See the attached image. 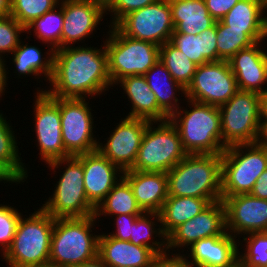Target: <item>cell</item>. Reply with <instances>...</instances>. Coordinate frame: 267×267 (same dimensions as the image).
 Wrapping results in <instances>:
<instances>
[{
	"label": "cell",
	"mask_w": 267,
	"mask_h": 267,
	"mask_svg": "<svg viewBox=\"0 0 267 267\" xmlns=\"http://www.w3.org/2000/svg\"><path fill=\"white\" fill-rule=\"evenodd\" d=\"M159 60L168 69L172 78L186 89L192 81L198 65L189 60L183 52L170 42L160 46Z\"/></svg>",
	"instance_id": "cell-35"
},
{
	"label": "cell",
	"mask_w": 267,
	"mask_h": 267,
	"mask_svg": "<svg viewBox=\"0 0 267 267\" xmlns=\"http://www.w3.org/2000/svg\"><path fill=\"white\" fill-rule=\"evenodd\" d=\"M87 99L59 98L62 141L70 156L97 150L99 139L93 135L94 119Z\"/></svg>",
	"instance_id": "cell-11"
},
{
	"label": "cell",
	"mask_w": 267,
	"mask_h": 267,
	"mask_svg": "<svg viewBox=\"0 0 267 267\" xmlns=\"http://www.w3.org/2000/svg\"><path fill=\"white\" fill-rule=\"evenodd\" d=\"M100 6L105 12L114 4L116 0H90Z\"/></svg>",
	"instance_id": "cell-52"
},
{
	"label": "cell",
	"mask_w": 267,
	"mask_h": 267,
	"mask_svg": "<svg viewBox=\"0 0 267 267\" xmlns=\"http://www.w3.org/2000/svg\"><path fill=\"white\" fill-rule=\"evenodd\" d=\"M260 119H267V90L260 95Z\"/></svg>",
	"instance_id": "cell-50"
},
{
	"label": "cell",
	"mask_w": 267,
	"mask_h": 267,
	"mask_svg": "<svg viewBox=\"0 0 267 267\" xmlns=\"http://www.w3.org/2000/svg\"><path fill=\"white\" fill-rule=\"evenodd\" d=\"M96 222L94 215L55 219L49 262L71 267L95 258L98 255L99 235H93L92 229Z\"/></svg>",
	"instance_id": "cell-4"
},
{
	"label": "cell",
	"mask_w": 267,
	"mask_h": 267,
	"mask_svg": "<svg viewBox=\"0 0 267 267\" xmlns=\"http://www.w3.org/2000/svg\"><path fill=\"white\" fill-rule=\"evenodd\" d=\"M172 22L177 33L201 34L216 21L209 14L204 0H168Z\"/></svg>",
	"instance_id": "cell-26"
},
{
	"label": "cell",
	"mask_w": 267,
	"mask_h": 267,
	"mask_svg": "<svg viewBox=\"0 0 267 267\" xmlns=\"http://www.w3.org/2000/svg\"><path fill=\"white\" fill-rule=\"evenodd\" d=\"M35 94L37 95L34 97V131L41 159L48 164L57 159L70 157L62 141L59 98L50 97L46 93Z\"/></svg>",
	"instance_id": "cell-14"
},
{
	"label": "cell",
	"mask_w": 267,
	"mask_h": 267,
	"mask_svg": "<svg viewBox=\"0 0 267 267\" xmlns=\"http://www.w3.org/2000/svg\"><path fill=\"white\" fill-rule=\"evenodd\" d=\"M169 42L198 66L217 61L216 23L197 35L177 33L174 30Z\"/></svg>",
	"instance_id": "cell-27"
},
{
	"label": "cell",
	"mask_w": 267,
	"mask_h": 267,
	"mask_svg": "<svg viewBox=\"0 0 267 267\" xmlns=\"http://www.w3.org/2000/svg\"><path fill=\"white\" fill-rule=\"evenodd\" d=\"M64 14L61 48L78 44L96 31L105 11L90 0H62ZM78 41V42H77Z\"/></svg>",
	"instance_id": "cell-18"
},
{
	"label": "cell",
	"mask_w": 267,
	"mask_h": 267,
	"mask_svg": "<svg viewBox=\"0 0 267 267\" xmlns=\"http://www.w3.org/2000/svg\"><path fill=\"white\" fill-rule=\"evenodd\" d=\"M49 90H37L54 98H81L100 95L113 87L108 72L105 46L100 49L67 46L54 50ZM110 86V87H109Z\"/></svg>",
	"instance_id": "cell-1"
},
{
	"label": "cell",
	"mask_w": 267,
	"mask_h": 267,
	"mask_svg": "<svg viewBox=\"0 0 267 267\" xmlns=\"http://www.w3.org/2000/svg\"><path fill=\"white\" fill-rule=\"evenodd\" d=\"M104 46L108 56V72L112 85L128 76L144 75L159 60L160 46L124 35L109 26Z\"/></svg>",
	"instance_id": "cell-7"
},
{
	"label": "cell",
	"mask_w": 267,
	"mask_h": 267,
	"mask_svg": "<svg viewBox=\"0 0 267 267\" xmlns=\"http://www.w3.org/2000/svg\"><path fill=\"white\" fill-rule=\"evenodd\" d=\"M154 124H158L157 127ZM186 155L179 133L169 119L149 122L129 170L167 173Z\"/></svg>",
	"instance_id": "cell-9"
},
{
	"label": "cell",
	"mask_w": 267,
	"mask_h": 267,
	"mask_svg": "<svg viewBox=\"0 0 267 267\" xmlns=\"http://www.w3.org/2000/svg\"><path fill=\"white\" fill-rule=\"evenodd\" d=\"M159 222H161L159 213L144 212L133 222L132 235L130 236L129 242L137 246H146L148 248H151L157 255L168 252L167 237L164 235L161 224H159ZM155 223L159 225H156ZM158 226L159 228H156ZM157 235L159 238H161L158 239L160 241H154L152 239L153 236L157 237Z\"/></svg>",
	"instance_id": "cell-33"
},
{
	"label": "cell",
	"mask_w": 267,
	"mask_h": 267,
	"mask_svg": "<svg viewBox=\"0 0 267 267\" xmlns=\"http://www.w3.org/2000/svg\"><path fill=\"white\" fill-rule=\"evenodd\" d=\"M265 10H267V0H261Z\"/></svg>",
	"instance_id": "cell-54"
},
{
	"label": "cell",
	"mask_w": 267,
	"mask_h": 267,
	"mask_svg": "<svg viewBox=\"0 0 267 267\" xmlns=\"http://www.w3.org/2000/svg\"><path fill=\"white\" fill-rule=\"evenodd\" d=\"M240 0H204L209 14L215 21L222 18L239 2Z\"/></svg>",
	"instance_id": "cell-44"
},
{
	"label": "cell",
	"mask_w": 267,
	"mask_h": 267,
	"mask_svg": "<svg viewBox=\"0 0 267 267\" xmlns=\"http://www.w3.org/2000/svg\"><path fill=\"white\" fill-rule=\"evenodd\" d=\"M238 91L228 61L219 60L197 66L185 98L203 104L221 106Z\"/></svg>",
	"instance_id": "cell-12"
},
{
	"label": "cell",
	"mask_w": 267,
	"mask_h": 267,
	"mask_svg": "<svg viewBox=\"0 0 267 267\" xmlns=\"http://www.w3.org/2000/svg\"><path fill=\"white\" fill-rule=\"evenodd\" d=\"M9 205L0 204V249H2L1 257L9 249L12 244L13 237L21 218V212Z\"/></svg>",
	"instance_id": "cell-40"
},
{
	"label": "cell",
	"mask_w": 267,
	"mask_h": 267,
	"mask_svg": "<svg viewBox=\"0 0 267 267\" xmlns=\"http://www.w3.org/2000/svg\"><path fill=\"white\" fill-rule=\"evenodd\" d=\"M25 28L11 15L0 17V56L12 52L19 46L20 34Z\"/></svg>",
	"instance_id": "cell-39"
},
{
	"label": "cell",
	"mask_w": 267,
	"mask_h": 267,
	"mask_svg": "<svg viewBox=\"0 0 267 267\" xmlns=\"http://www.w3.org/2000/svg\"><path fill=\"white\" fill-rule=\"evenodd\" d=\"M150 121L141 118H121L104 144L98 143V150L123 172L129 170L136 159L143 135Z\"/></svg>",
	"instance_id": "cell-15"
},
{
	"label": "cell",
	"mask_w": 267,
	"mask_h": 267,
	"mask_svg": "<svg viewBox=\"0 0 267 267\" xmlns=\"http://www.w3.org/2000/svg\"><path fill=\"white\" fill-rule=\"evenodd\" d=\"M123 88L132 107L126 117L141 118L150 122L168 120L169 117L158 107L156 95L148 86L144 75L128 76L119 80L115 85Z\"/></svg>",
	"instance_id": "cell-24"
},
{
	"label": "cell",
	"mask_w": 267,
	"mask_h": 267,
	"mask_svg": "<svg viewBox=\"0 0 267 267\" xmlns=\"http://www.w3.org/2000/svg\"><path fill=\"white\" fill-rule=\"evenodd\" d=\"M225 232V207L222 200L215 201L167 237V250L170 253L174 248H188L202 238L221 236Z\"/></svg>",
	"instance_id": "cell-17"
},
{
	"label": "cell",
	"mask_w": 267,
	"mask_h": 267,
	"mask_svg": "<svg viewBox=\"0 0 267 267\" xmlns=\"http://www.w3.org/2000/svg\"><path fill=\"white\" fill-rule=\"evenodd\" d=\"M190 110L180 107L169 117L187 154H222L221 115L217 106L187 99ZM190 104V106H189ZM192 108V110H191Z\"/></svg>",
	"instance_id": "cell-3"
},
{
	"label": "cell",
	"mask_w": 267,
	"mask_h": 267,
	"mask_svg": "<svg viewBox=\"0 0 267 267\" xmlns=\"http://www.w3.org/2000/svg\"><path fill=\"white\" fill-rule=\"evenodd\" d=\"M255 143L267 149V119H260L258 135Z\"/></svg>",
	"instance_id": "cell-46"
},
{
	"label": "cell",
	"mask_w": 267,
	"mask_h": 267,
	"mask_svg": "<svg viewBox=\"0 0 267 267\" xmlns=\"http://www.w3.org/2000/svg\"><path fill=\"white\" fill-rule=\"evenodd\" d=\"M54 218L42 208L21 216L9 249L3 255L9 267H35L49 262Z\"/></svg>",
	"instance_id": "cell-5"
},
{
	"label": "cell",
	"mask_w": 267,
	"mask_h": 267,
	"mask_svg": "<svg viewBox=\"0 0 267 267\" xmlns=\"http://www.w3.org/2000/svg\"><path fill=\"white\" fill-rule=\"evenodd\" d=\"M5 181L11 183H17L18 180L0 163V182Z\"/></svg>",
	"instance_id": "cell-48"
},
{
	"label": "cell",
	"mask_w": 267,
	"mask_h": 267,
	"mask_svg": "<svg viewBox=\"0 0 267 267\" xmlns=\"http://www.w3.org/2000/svg\"><path fill=\"white\" fill-rule=\"evenodd\" d=\"M71 267H108L97 255L95 258Z\"/></svg>",
	"instance_id": "cell-49"
},
{
	"label": "cell",
	"mask_w": 267,
	"mask_h": 267,
	"mask_svg": "<svg viewBox=\"0 0 267 267\" xmlns=\"http://www.w3.org/2000/svg\"><path fill=\"white\" fill-rule=\"evenodd\" d=\"M115 26L128 37L161 46L170 41L174 31L169 1L158 0L132 11Z\"/></svg>",
	"instance_id": "cell-13"
},
{
	"label": "cell",
	"mask_w": 267,
	"mask_h": 267,
	"mask_svg": "<svg viewBox=\"0 0 267 267\" xmlns=\"http://www.w3.org/2000/svg\"><path fill=\"white\" fill-rule=\"evenodd\" d=\"M222 202L225 207L226 231L233 237L267 232V200L249 193L222 196Z\"/></svg>",
	"instance_id": "cell-16"
},
{
	"label": "cell",
	"mask_w": 267,
	"mask_h": 267,
	"mask_svg": "<svg viewBox=\"0 0 267 267\" xmlns=\"http://www.w3.org/2000/svg\"><path fill=\"white\" fill-rule=\"evenodd\" d=\"M35 267H62L52 262L43 263L41 265L35 266Z\"/></svg>",
	"instance_id": "cell-53"
},
{
	"label": "cell",
	"mask_w": 267,
	"mask_h": 267,
	"mask_svg": "<svg viewBox=\"0 0 267 267\" xmlns=\"http://www.w3.org/2000/svg\"><path fill=\"white\" fill-rule=\"evenodd\" d=\"M218 108L224 148L256 142L260 122V94L238 90Z\"/></svg>",
	"instance_id": "cell-10"
},
{
	"label": "cell",
	"mask_w": 267,
	"mask_h": 267,
	"mask_svg": "<svg viewBox=\"0 0 267 267\" xmlns=\"http://www.w3.org/2000/svg\"><path fill=\"white\" fill-rule=\"evenodd\" d=\"M221 154H187L167 174L168 195L222 200Z\"/></svg>",
	"instance_id": "cell-2"
},
{
	"label": "cell",
	"mask_w": 267,
	"mask_h": 267,
	"mask_svg": "<svg viewBox=\"0 0 267 267\" xmlns=\"http://www.w3.org/2000/svg\"><path fill=\"white\" fill-rule=\"evenodd\" d=\"M63 21L64 14L62 9V0H60L56 7L30 23L25 28V33L29 34L32 30L34 31L33 33H35L34 35L36 38L40 41L42 40V43L48 44L47 48L51 46L53 50L60 49Z\"/></svg>",
	"instance_id": "cell-34"
},
{
	"label": "cell",
	"mask_w": 267,
	"mask_h": 267,
	"mask_svg": "<svg viewBox=\"0 0 267 267\" xmlns=\"http://www.w3.org/2000/svg\"><path fill=\"white\" fill-rule=\"evenodd\" d=\"M22 40L19 46L12 52V62L15 66L19 78L22 75L24 77L35 75V79H39L44 74L45 80L50 81L53 74V55L54 50L50 47L45 52L46 55L43 58L41 49L35 46H28V43L23 44ZM47 56V57H46ZM37 76V77H36Z\"/></svg>",
	"instance_id": "cell-30"
},
{
	"label": "cell",
	"mask_w": 267,
	"mask_h": 267,
	"mask_svg": "<svg viewBox=\"0 0 267 267\" xmlns=\"http://www.w3.org/2000/svg\"><path fill=\"white\" fill-rule=\"evenodd\" d=\"M144 77L151 91L156 95L158 107L168 117L173 115L180 108L177 95H180L179 91L185 95V88L172 78L160 60L144 74Z\"/></svg>",
	"instance_id": "cell-28"
},
{
	"label": "cell",
	"mask_w": 267,
	"mask_h": 267,
	"mask_svg": "<svg viewBox=\"0 0 267 267\" xmlns=\"http://www.w3.org/2000/svg\"><path fill=\"white\" fill-rule=\"evenodd\" d=\"M210 203V199L168 196L159 212L164 235L168 237L177 227L198 215Z\"/></svg>",
	"instance_id": "cell-29"
},
{
	"label": "cell",
	"mask_w": 267,
	"mask_h": 267,
	"mask_svg": "<svg viewBox=\"0 0 267 267\" xmlns=\"http://www.w3.org/2000/svg\"><path fill=\"white\" fill-rule=\"evenodd\" d=\"M173 256V257H172ZM153 267H197L191 261H188L186 254H173L169 252L157 255Z\"/></svg>",
	"instance_id": "cell-43"
},
{
	"label": "cell",
	"mask_w": 267,
	"mask_h": 267,
	"mask_svg": "<svg viewBox=\"0 0 267 267\" xmlns=\"http://www.w3.org/2000/svg\"><path fill=\"white\" fill-rule=\"evenodd\" d=\"M11 14V0H0V17Z\"/></svg>",
	"instance_id": "cell-51"
},
{
	"label": "cell",
	"mask_w": 267,
	"mask_h": 267,
	"mask_svg": "<svg viewBox=\"0 0 267 267\" xmlns=\"http://www.w3.org/2000/svg\"><path fill=\"white\" fill-rule=\"evenodd\" d=\"M217 61H229L237 52L256 42L243 30L228 29L221 20L216 21Z\"/></svg>",
	"instance_id": "cell-36"
},
{
	"label": "cell",
	"mask_w": 267,
	"mask_h": 267,
	"mask_svg": "<svg viewBox=\"0 0 267 267\" xmlns=\"http://www.w3.org/2000/svg\"><path fill=\"white\" fill-rule=\"evenodd\" d=\"M250 194L258 197L259 199L267 200V168L257 178V181L255 182Z\"/></svg>",
	"instance_id": "cell-45"
},
{
	"label": "cell",
	"mask_w": 267,
	"mask_h": 267,
	"mask_svg": "<svg viewBox=\"0 0 267 267\" xmlns=\"http://www.w3.org/2000/svg\"><path fill=\"white\" fill-rule=\"evenodd\" d=\"M130 184L122 177L106 197L95 208L94 216L98 220L101 215L116 216L122 214L142 215Z\"/></svg>",
	"instance_id": "cell-31"
},
{
	"label": "cell",
	"mask_w": 267,
	"mask_h": 267,
	"mask_svg": "<svg viewBox=\"0 0 267 267\" xmlns=\"http://www.w3.org/2000/svg\"><path fill=\"white\" fill-rule=\"evenodd\" d=\"M6 61L4 59V57H1L0 56V97H2V94L5 95V87L7 85V78L8 77V73L7 70H6Z\"/></svg>",
	"instance_id": "cell-47"
},
{
	"label": "cell",
	"mask_w": 267,
	"mask_h": 267,
	"mask_svg": "<svg viewBox=\"0 0 267 267\" xmlns=\"http://www.w3.org/2000/svg\"><path fill=\"white\" fill-rule=\"evenodd\" d=\"M141 215H116L115 220V233H109V235L117 240L130 241V236L132 235V224Z\"/></svg>",
	"instance_id": "cell-42"
},
{
	"label": "cell",
	"mask_w": 267,
	"mask_h": 267,
	"mask_svg": "<svg viewBox=\"0 0 267 267\" xmlns=\"http://www.w3.org/2000/svg\"><path fill=\"white\" fill-rule=\"evenodd\" d=\"M238 241L227 231L221 236L202 238L188 247L186 258L197 267H239Z\"/></svg>",
	"instance_id": "cell-21"
},
{
	"label": "cell",
	"mask_w": 267,
	"mask_h": 267,
	"mask_svg": "<svg viewBox=\"0 0 267 267\" xmlns=\"http://www.w3.org/2000/svg\"><path fill=\"white\" fill-rule=\"evenodd\" d=\"M123 178L130 184L136 202L143 212H160L169 196L165 172L127 170L123 172Z\"/></svg>",
	"instance_id": "cell-22"
},
{
	"label": "cell",
	"mask_w": 267,
	"mask_h": 267,
	"mask_svg": "<svg viewBox=\"0 0 267 267\" xmlns=\"http://www.w3.org/2000/svg\"><path fill=\"white\" fill-rule=\"evenodd\" d=\"M261 42L240 50L228 61L238 90L260 95L267 90V50H262Z\"/></svg>",
	"instance_id": "cell-20"
},
{
	"label": "cell",
	"mask_w": 267,
	"mask_h": 267,
	"mask_svg": "<svg viewBox=\"0 0 267 267\" xmlns=\"http://www.w3.org/2000/svg\"><path fill=\"white\" fill-rule=\"evenodd\" d=\"M222 156L221 194H249L267 168V149L256 144L226 147Z\"/></svg>",
	"instance_id": "cell-8"
},
{
	"label": "cell",
	"mask_w": 267,
	"mask_h": 267,
	"mask_svg": "<svg viewBox=\"0 0 267 267\" xmlns=\"http://www.w3.org/2000/svg\"><path fill=\"white\" fill-rule=\"evenodd\" d=\"M0 112V163L19 181H26L28 170L19 156L17 138L6 117Z\"/></svg>",
	"instance_id": "cell-32"
},
{
	"label": "cell",
	"mask_w": 267,
	"mask_h": 267,
	"mask_svg": "<svg viewBox=\"0 0 267 267\" xmlns=\"http://www.w3.org/2000/svg\"><path fill=\"white\" fill-rule=\"evenodd\" d=\"M60 0H11V16L24 28L59 4Z\"/></svg>",
	"instance_id": "cell-38"
},
{
	"label": "cell",
	"mask_w": 267,
	"mask_h": 267,
	"mask_svg": "<svg viewBox=\"0 0 267 267\" xmlns=\"http://www.w3.org/2000/svg\"><path fill=\"white\" fill-rule=\"evenodd\" d=\"M261 0H240L223 18L228 29L243 30L255 42L267 40V16Z\"/></svg>",
	"instance_id": "cell-25"
},
{
	"label": "cell",
	"mask_w": 267,
	"mask_h": 267,
	"mask_svg": "<svg viewBox=\"0 0 267 267\" xmlns=\"http://www.w3.org/2000/svg\"><path fill=\"white\" fill-rule=\"evenodd\" d=\"M65 170L55 184L52 197L40 206L54 219L57 218H84L95 213V207L87 199L84 189L83 163L76 157L57 159L47 165L54 172L59 167Z\"/></svg>",
	"instance_id": "cell-6"
},
{
	"label": "cell",
	"mask_w": 267,
	"mask_h": 267,
	"mask_svg": "<svg viewBox=\"0 0 267 267\" xmlns=\"http://www.w3.org/2000/svg\"><path fill=\"white\" fill-rule=\"evenodd\" d=\"M158 0H116L114 4L106 11L112 16L110 25L115 26L128 13L141 9L145 6L156 3ZM112 12V13H111Z\"/></svg>",
	"instance_id": "cell-41"
},
{
	"label": "cell",
	"mask_w": 267,
	"mask_h": 267,
	"mask_svg": "<svg viewBox=\"0 0 267 267\" xmlns=\"http://www.w3.org/2000/svg\"><path fill=\"white\" fill-rule=\"evenodd\" d=\"M98 256L108 267H153L157 254L146 246L99 234Z\"/></svg>",
	"instance_id": "cell-23"
},
{
	"label": "cell",
	"mask_w": 267,
	"mask_h": 267,
	"mask_svg": "<svg viewBox=\"0 0 267 267\" xmlns=\"http://www.w3.org/2000/svg\"><path fill=\"white\" fill-rule=\"evenodd\" d=\"M76 157L83 163L87 199L96 208L123 177V171L111 163L98 149Z\"/></svg>",
	"instance_id": "cell-19"
},
{
	"label": "cell",
	"mask_w": 267,
	"mask_h": 267,
	"mask_svg": "<svg viewBox=\"0 0 267 267\" xmlns=\"http://www.w3.org/2000/svg\"><path fill=\"white\" fill-rule=\"evenodd\" d=\"M242 238L246 248L245 253L239 252V267H267V232L249 233Z\"/></svg>",
	"instance_id": "cell-37"
}]
</instances>
